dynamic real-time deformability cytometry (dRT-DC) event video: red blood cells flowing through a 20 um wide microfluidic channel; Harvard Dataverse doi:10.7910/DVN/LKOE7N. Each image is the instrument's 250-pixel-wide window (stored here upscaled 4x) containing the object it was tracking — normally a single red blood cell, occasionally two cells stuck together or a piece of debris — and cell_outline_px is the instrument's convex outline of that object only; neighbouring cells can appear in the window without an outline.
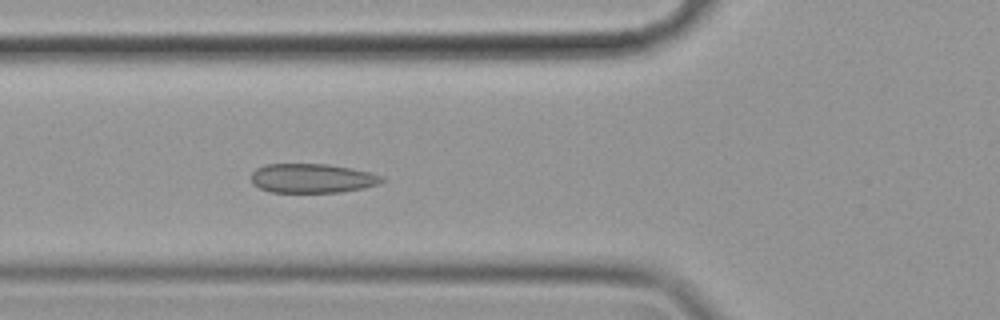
{"species": "common noctule bat (a hibernating species)", "species_latin": "Nyctalus noctula", "temperature_condition": "cold", "stored_images_in_passage": 45, "camera_frame_rate_fps": 3000, "um_per_image_px": 0.085, "animal": {"sex": "female", "body_mass_g": 19.9}, "frame": {"image": 1, "passage_image": 12, "time_ms": 3.667, "image_size_px": [1000, 320], "cell_outline_px": [[384, 180], [380, 184], [364, 188], [340, 192], [272, 192], [260, 188], [252, 184], [252, 172], [256, 168], [268, 164], [328, 164], [368, 172], [384, 176]], "centroid_in_image_um": [26.54, 15.16], "position_along_channel_um": 99.3, "area_um2": 22.2}}
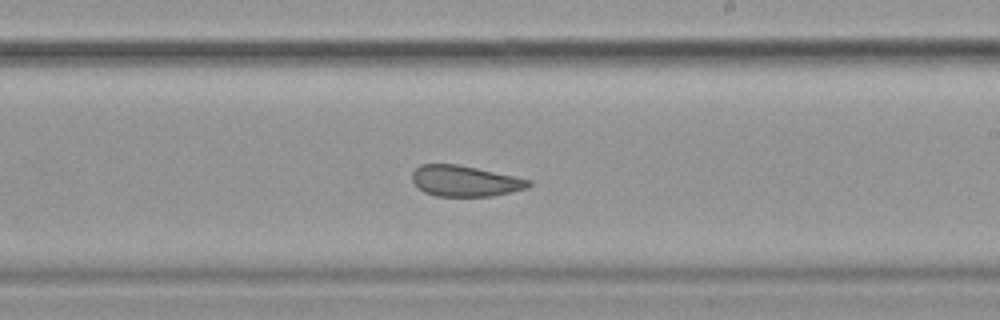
{"frame": {"image": 2, "passage_image": 25, "time_ms": 8.0, "image_size_px": [1000, 320], "cell_outline_px": [[532, 184], [528, 188], [492, 196], [436, 196], [424, 192], [412, 180], [412, 172], [420, 164], [456, 164], [476, 168], [532, 180]], "centroid_in_image_um": [39.53, 15.39], "position_along_channel_um": 249.5, "area_um2": 20.81}}
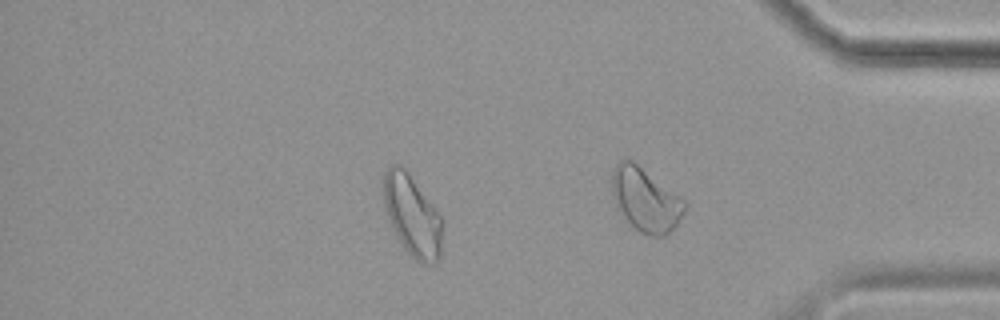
{"frame": {"image": 3, "passage_image": 37, "time_ms": 12.0, "image_size_px": [1000, 320], "cell_outline_px": [[440, 256], [432, 264], [428, 264], [416, 260], [404, 248], [396, 236], [392, 228], [384, 204], [384, 172], [392, 164], [400, 164], [408, 172], [436, 208], [440, 216]], "centroid_in_image_um": [35.01, 18.29], "position_along_channel_um": 400.2, "area_um2": 27.11}, "authors_computed_cell_mechanics": {"area_um2": 22.542, "velocity_mm_per_s": 3.4697, "shape_relaxation_time_tau1_ms": null, "shape_relaxation_time_tau2_ms": 2.2259, "deformation_change_tau1": null, "deformation_change_tau2": 0.0643}}